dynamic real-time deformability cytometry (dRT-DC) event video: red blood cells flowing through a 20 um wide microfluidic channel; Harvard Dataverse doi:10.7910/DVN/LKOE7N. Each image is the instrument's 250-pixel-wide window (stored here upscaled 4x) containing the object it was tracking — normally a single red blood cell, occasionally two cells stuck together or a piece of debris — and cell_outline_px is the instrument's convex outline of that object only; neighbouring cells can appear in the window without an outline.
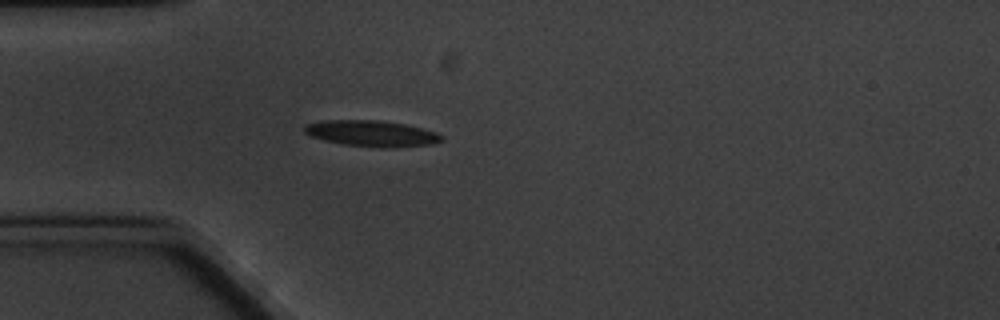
{"species": "common noctule bat (a hibernating species)", "species_latin": "Nyctalus noctula", "temperature_condition": "cold", "stored_images_in_passage": 2, "camera_frame_rate_fps": 3000, "um_per_image_px": 0.085, "animal": {"sex": "male", "body_mass_g": 20.1, "forearm_length_mm": 53.5}, "frame": {"image": 1, "passage_image": 2, "time_ms": 1.333, "image_size_px": [1000, 320], "cell_outline_px": [[444, 140], [432, 144], [396, 148], [380, 148], [344, 144], [324, 140], [312, 136], [304, 132], [304, 124], [320, 120], [376, 120], [404, 124], [436, 132], [444, 136]], "centroid_in_image_um": [31.6, 11.35], "position_along_channel_um": 53.4, "area_um2": 20.92}}